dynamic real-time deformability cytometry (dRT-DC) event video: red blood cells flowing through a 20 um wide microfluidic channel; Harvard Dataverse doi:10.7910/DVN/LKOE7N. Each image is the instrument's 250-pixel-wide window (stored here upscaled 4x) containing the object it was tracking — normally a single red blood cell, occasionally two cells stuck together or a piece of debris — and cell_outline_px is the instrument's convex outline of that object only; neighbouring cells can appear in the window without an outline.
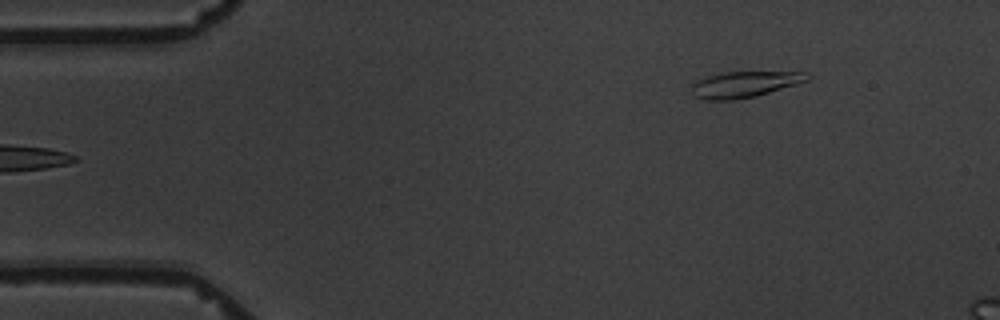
{"species": "common noctule bat (a hibernating species)", "species_latin": "Nyctalus noctula", "temperature_condition": "warm", "stored_images_in_passage": 4, "camera_frame_rate_fps": 3000, "um_per_image_px": 0.085, "animal": {"sex": "male", "body_mass_g": 19.5, "forearm_length_mm": 54.6}, "frame": {"image": 1, "passage_image": 4, "time_ms": 4.333, "image_size_px": [1000, 320], "cell_outline_px": [[812, 76], [808, 80], [796, 84], [756, 96], [732, 100], [704, 100], [692, 96], [692, 84], [696, 80], [720, 72], [808, 72]], "centroid_in_image_um": [63.25, 7.17], "position_along_channel_um": 21.7, "area_um2": 17.63}}